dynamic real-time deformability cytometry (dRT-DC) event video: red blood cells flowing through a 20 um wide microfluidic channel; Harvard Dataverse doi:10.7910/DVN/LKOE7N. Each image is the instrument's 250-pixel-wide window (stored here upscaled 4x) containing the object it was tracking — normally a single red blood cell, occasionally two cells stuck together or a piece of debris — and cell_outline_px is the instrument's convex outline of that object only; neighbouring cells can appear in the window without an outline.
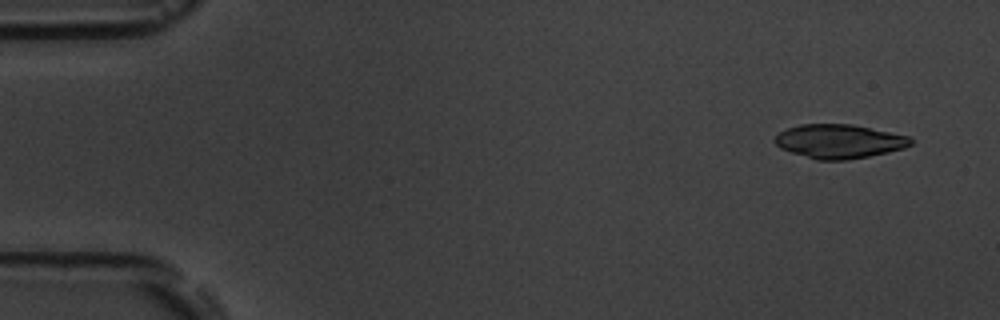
{"species": "common noctule bat (a hibernating species)", "species_latin": "Nyctalus noctula", "temperature_condition": "room temperature", "stored_images_in_passage": 4, "camera_frame_rate_fps": 3000, "um_per_image_px": 0.085, "animal": {"sex": "male", "body_mass_g": 19.5, "forearm_length_mm": 54.6}, "frame": {"image": 1, "passage_image": 1, "time_ms": 0.0, "image_size_px": [1000, 320], "cell_outline_px": [[912, 144], [904, 148], [888, 152], [848, 160], [816, 160], [780, 148], [772, 140], [780, 132], [788, 128], [800, 124], [852, 124], [908, 136], [912, 140]], "centroid_in_image_um": [71.31, 12.01], "position_along_channel_um": 13.7, "area_um2": 26.76}}